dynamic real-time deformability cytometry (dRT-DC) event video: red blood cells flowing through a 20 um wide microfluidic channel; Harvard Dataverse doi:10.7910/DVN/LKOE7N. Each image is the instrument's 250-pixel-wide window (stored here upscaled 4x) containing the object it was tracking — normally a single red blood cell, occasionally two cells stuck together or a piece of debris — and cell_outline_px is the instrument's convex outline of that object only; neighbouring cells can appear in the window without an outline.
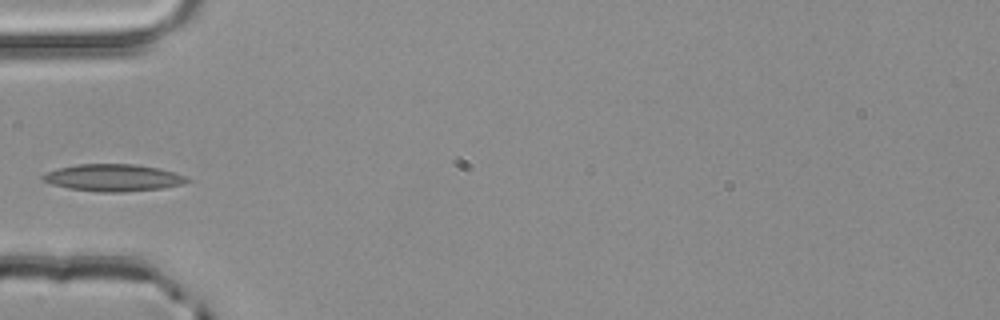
{"species": "common noctule bat (a hibernating species)", "species_latin": "Nyctalus noctula", "temperature_condition": "room temperature", "stored_images_in_passage": 4, "camera_frame_rate_fps": 3000, "um_per_image_px": 0.085, "animal": {"sex": "male", "body_mass_g": 20.4}, "frame": {"image": 1, "passage_image": 4, "time_ms": 1.0, "image_size_px": [1000, 320], "cell_outline_px": [[192, 180], [184, 184], [164, 188], [124, 192], [96, 192], [68, 188], [52, 184], [40, 180], [40, 176], [44, 172], [56, 168], [76, 164], [136, 164], [160, 168], [184, 176]], "centroid_in_image_um": [9.58, 15.1], "position_along_channel_um": 75.4, "area_um2": 23.12}}